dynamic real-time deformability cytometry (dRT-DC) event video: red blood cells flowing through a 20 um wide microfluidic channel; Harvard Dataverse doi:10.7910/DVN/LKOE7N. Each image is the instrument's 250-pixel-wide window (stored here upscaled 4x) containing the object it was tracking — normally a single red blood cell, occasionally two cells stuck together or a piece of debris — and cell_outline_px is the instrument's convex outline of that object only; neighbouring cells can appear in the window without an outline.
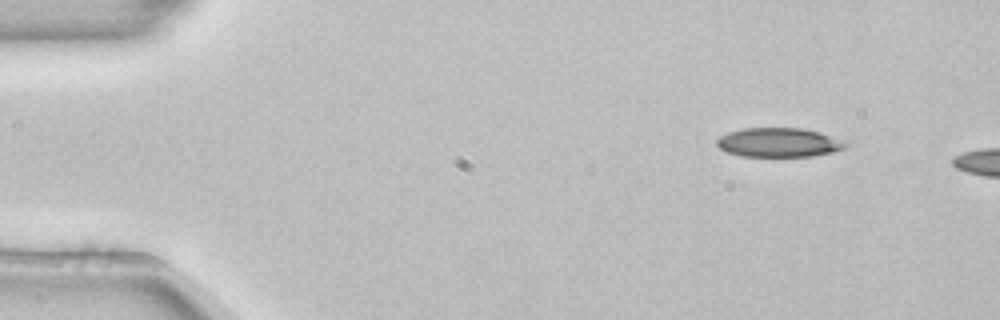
{"species": "common noctule bat (a hibernating species)", "species_latin": "Nyctalus noctula", "temperature_condition": "room temperature", "stored_images_in_passage": 3, "camera_frame_rate_fps": 3000, "um_per_image_px": 0.085, "animal": {"sex": "female", "body_mass_g": 22.7, "forearm_length_mm": 54.2}, "frame": {"image": 1, "passage_image": 1, "time_ms": 0.0, "image_size_px": [1000, 320], "cell_outline_px": [[852, 144], [844, 148], [832, 152], [812, 156], [740, 156], [724, 152], [716, 144], [716, 140], [720, 136], [728, 132], [744, 128], [804, 128], [820, 132], [848, 140]], "centroid_in_image_um": [66.25, 12.1], "position_along_channel_um": 18.7, "area_um2": 22.31}}